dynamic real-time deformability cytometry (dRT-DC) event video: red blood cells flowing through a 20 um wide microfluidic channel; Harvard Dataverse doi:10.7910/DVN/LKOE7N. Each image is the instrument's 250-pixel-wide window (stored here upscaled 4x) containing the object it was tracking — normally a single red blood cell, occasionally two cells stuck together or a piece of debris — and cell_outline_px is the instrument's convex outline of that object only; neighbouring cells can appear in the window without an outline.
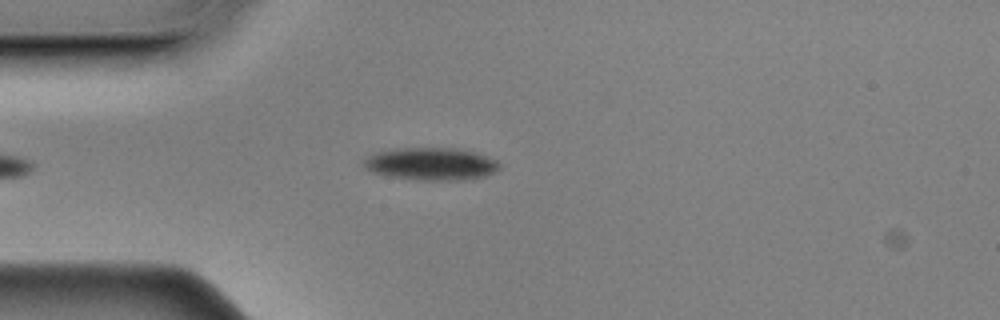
{"species": "Egyptian fruit bat (a non-hibernating species)", "species_latin": "Rousettus aegyptiacus", "temperature_condition": "cold", "stored_images_in_passage": 47, "camera_frame_rate_fps": 3000, "um_per_image_px": 0.085, "animal": {"sex": "male"}, "frame": {"image": 1, "passage_image": 5, "time_ms": 1.333, "image_size_px": [1000, 320], "cell_outline_px": [[500, 168], [484, 176], [464, 180], [416, 180], [388, 176], [372, 172], [364, 168], [360, 160], [376, 152], [396, 148], [452, 148], [476, 152], [496, 160], [500, 164]], "centroid_in_image_um": [36.58, 13.93], "position_along_channel_um": 48.4, "area_um2": 25.89}}
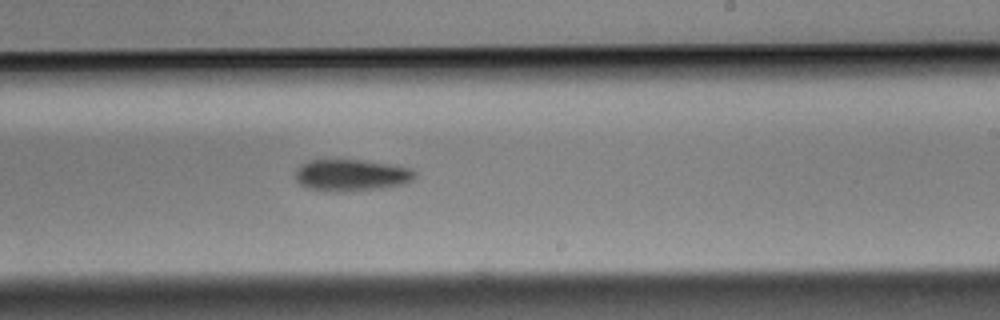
{"frame": {"image": 2, "passage_image": 24, "time_ms": 7.667, "image_size_px": [1000, 320], "cell_outline_px": [[416, 176], [412, 180], [400, 184], [380, 188], [340, 192], [332, 192], [304, 188], [296, 180], [296, 168], [300, 164], [308, 160], [364, 160], [412, 168], [416, 172]], "centroid_in_image_um": [29.81, 14.89], "position_along_channel_um": 259.2, "area_um2": 22.2}}
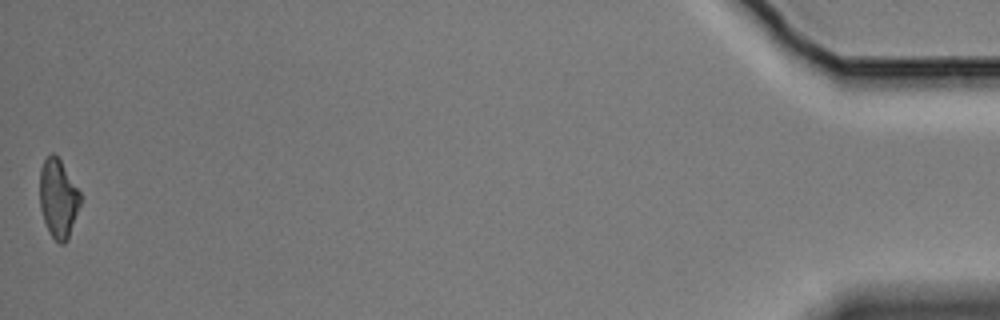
{"frame": {"image": 3, "passage_image": 47, "time_ms": 15.333, "image_size_px": [1000, 320], "cell_outline_px": [[80, 204], [68, 240], [64, 244], [60, 244], [48, 232], [40, 208], [40, 168], [44, 160], [52, 152], [60, 160], [80, 192]], "centroid_in_image_um": [4.94, 16.89], "position_along_channel_um": 430.3, "area_um2": 18.44}, "authors_computed_cell_mechanics": {"area_um2": 22.1952, "velocity_mm_per_s": 3.5103, "shape_relaxation_time_tau1_ms": 1.9873, "shape_relaxation_time_tau2_ms": null, "deformation_change_tau1": 0.0915, "deformation_change_tau2": null}}